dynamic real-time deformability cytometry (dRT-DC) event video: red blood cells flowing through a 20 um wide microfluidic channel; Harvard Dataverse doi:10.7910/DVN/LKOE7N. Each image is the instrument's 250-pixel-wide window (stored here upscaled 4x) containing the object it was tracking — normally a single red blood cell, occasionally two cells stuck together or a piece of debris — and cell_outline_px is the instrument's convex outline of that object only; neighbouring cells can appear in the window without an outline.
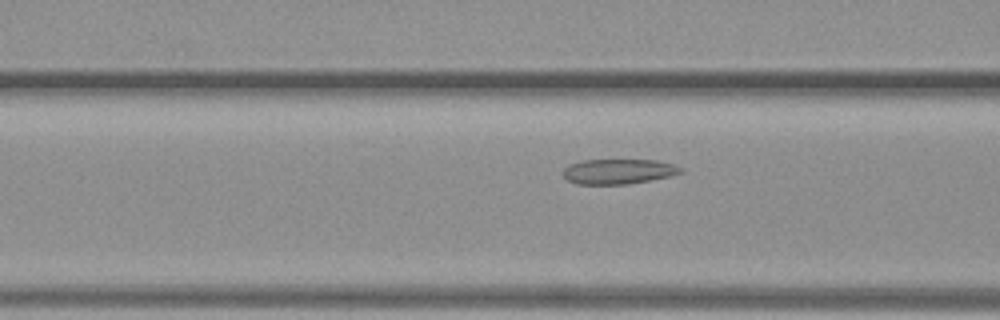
{"species": "common noctule bat (a hibernating species)", "species_latin": "Nyctalus noctula", "temperature_condition": "warm", "stored_images_in_passage": 33, "camera_frame_rate_fps": 3000, "um_per_image_px": 0.085, "animal": {"sex": "female", "body_mass_g": 19.3, "forearm_length_mm": 54.1}, "frame": {"image": 1, "passage_image": 10, "time_ms": 3.0, "image_size_px": [1000, 320], "cell_outline_px": [[684, 172], [652, 180], [628, 184], [576, 184], [568, 180], [564, 176], [564, 168], [568, 164], [584, 160], [656, 160], [676, 164], [684, 168]], "centroid_in_image_um": [52.61, 14.57], "position_along_channel_um": 114.0, "area_um2": 17.28}}
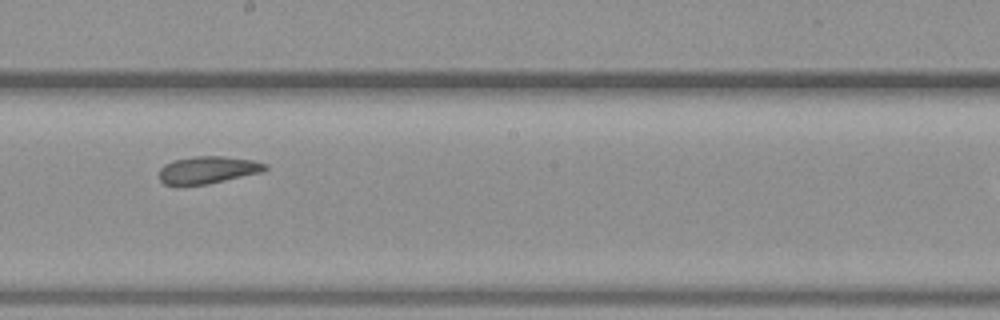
{"frame": {"image": 2, "passage_image": 19, "time_ms": 6.0, "image_size_px": [1000, 320], "cell_outline_px": [[268, 168], [264, 172], [208, 184], [164, 184], [160, 180], [160, 168], [164, 164], [172, 160], [196, 156], [224, 156], [252, 160], [268, 164]], "centroid_in_image_um": [17.71, 14.43], "position_along_channel_um": 230.5, "area_um2": 16.88}}
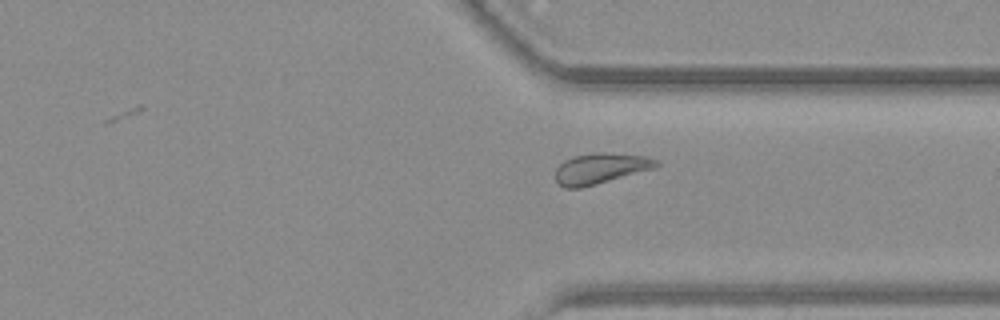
{"frame": {"image": 3, "passage_image": 29, "time_ms": 9.333, "image_size_px": [1000, 320], "cell_outline_px": [[660, 164], [656, 168], [596, 184], [580, 188], [564, 188], [556, 184], [556, 168], [564, 160], [572, 156], [596, 152], [604, 152], [644, 156], [656, 160]], "centroid_in_image_um": [51.01, 14.32], "position_along_channel_um": 360.4, "area_um2": 18.09}}